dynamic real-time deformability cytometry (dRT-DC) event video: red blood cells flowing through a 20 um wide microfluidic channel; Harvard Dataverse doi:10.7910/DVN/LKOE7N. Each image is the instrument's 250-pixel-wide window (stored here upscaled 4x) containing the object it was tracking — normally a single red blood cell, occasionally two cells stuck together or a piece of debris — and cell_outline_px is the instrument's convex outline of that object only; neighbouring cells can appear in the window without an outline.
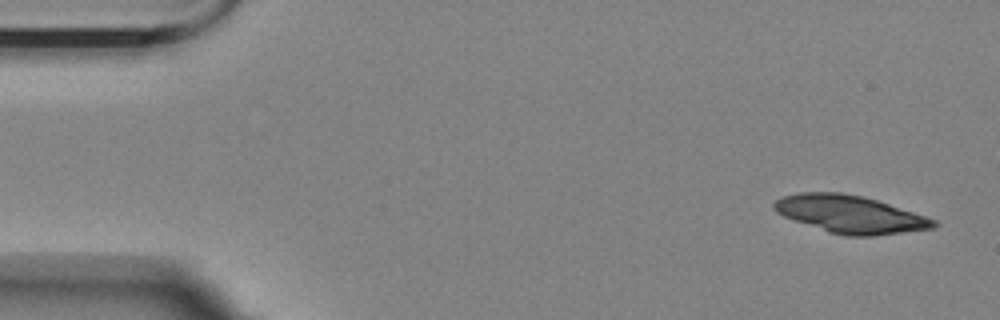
{"species": "Egyptian fruit bat (a non-hibernating species)", "species_latin": "Rousettus aegyptiacus", "temperature_condition": "room temperature", "stored_images_in_passage": 4, "camera_frame_rate_fps": 3000, "um_per_image_px": 0.085, "animal": {"sex": "female"}, "frame": {"image": 1, "passage_image": 1, "time_ms": 0.0, "image_size_px": [1000, 320], "cell_outline_px": [[940, 224], [936, 228], [872, 236], [848, 236], [828, 232], [784, 216], [776, 212], [772, 208], [772, 204], [780, 196], [800, 192], [840, 192], [860, 196], [876, 200], [936, 220]], "centroid_in_image_um": [72.24, 18.21], "position_along_channel_um": 12.8, "area_um2": 34.74}}
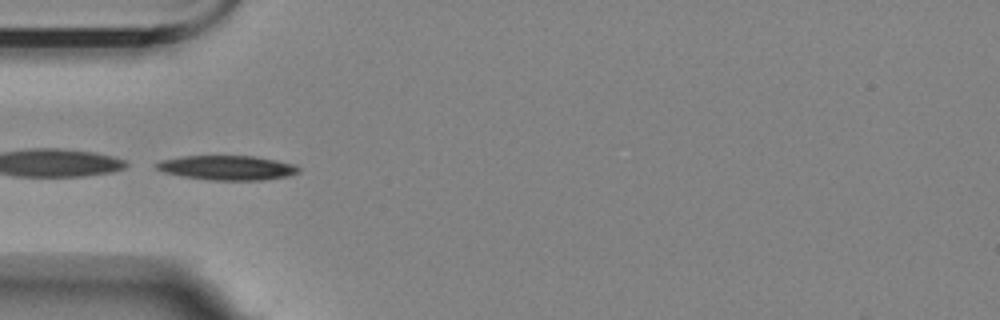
{"frame": {"image": 2, "passage_image": 3, "time_ms": 5.0, "image_size_px": [1000, 320], "cell_outline_px": [[300, 172], [288, 176], [264, 180], [212, 180], [180, 176], [164, 172], [156, 168], [156, 164], [164, 160], [184, 156], [256, 156], [296, 164], [300, 168]], "centroid_in_image_um": [19.38, 14.26], "position_along_channel_um": 65.6, "area_um2": 20.29}}